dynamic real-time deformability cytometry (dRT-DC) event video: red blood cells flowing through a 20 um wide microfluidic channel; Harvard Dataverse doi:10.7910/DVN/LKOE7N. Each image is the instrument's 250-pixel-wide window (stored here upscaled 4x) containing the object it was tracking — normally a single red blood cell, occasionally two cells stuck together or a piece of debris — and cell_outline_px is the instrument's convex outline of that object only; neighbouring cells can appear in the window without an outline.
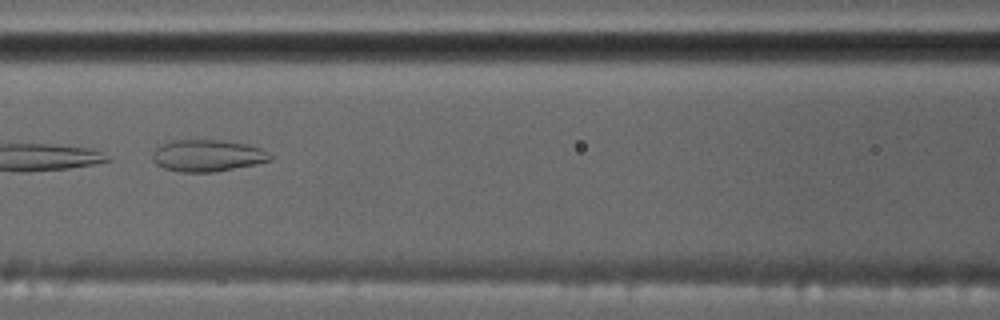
{"species": "common noctule bat (a hibernating species)", "species_latin": "Nyctalus noctula", "temperature_condition": "cold", "stored_images_in_passage": 6, "camera_frame_rate_fps": 3000, "um_per_image_px": 0.085, "animal": {"sex": "male", "body_mass_g": 17.5, "forearm_length_mm": 52.3}, "frame": {"image": 1, "passage_image": 4, "time_ms": 4.0, "image_size_px": [1000, 320], "cell_outline_px": [[272, 160], [256, 164], [212, 172], [180, 172], [164, 168], [156, 164], [152, 160], [152, 152], [156, 148], [168, 140], [220, 140], [244, 144], [260, 148], [272, 156]], "centroid_in_image_um": [17.58, 13.23], "position_along_channel_um": 149.0, "area_um2": 21.73}}